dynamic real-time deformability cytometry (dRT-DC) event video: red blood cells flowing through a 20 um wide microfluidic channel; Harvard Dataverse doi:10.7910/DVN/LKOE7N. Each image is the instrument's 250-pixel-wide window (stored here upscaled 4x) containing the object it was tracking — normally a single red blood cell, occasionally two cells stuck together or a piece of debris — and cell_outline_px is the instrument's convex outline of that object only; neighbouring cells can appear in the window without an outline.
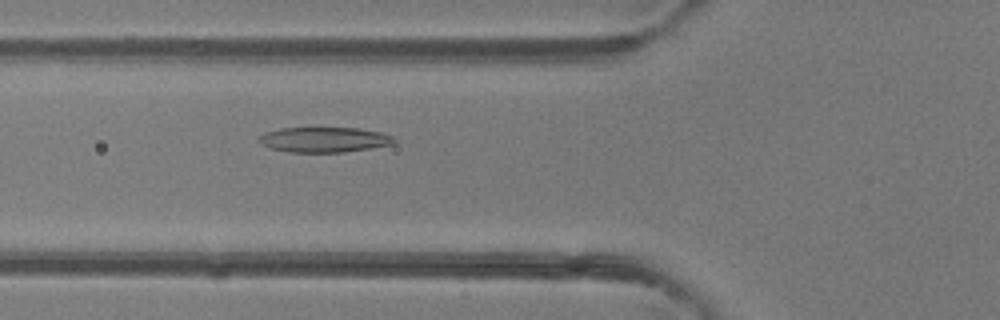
{"species": "common noctule bat (a hibernating species)", "species_latin": "Nyctalus noctula", "temperature_condition": "room temperature", "stored_images_in_passage": 44, "camera_frame_rate_fps": 3000, "um_per_image_px": 0.085, "animal": {"sex": "female"}, "frame": {"image": 1, "passage_image": 14, "time_ms": 4.333, "image_size_px": [1000, 320], "cell_outline_px": [[396, 144], [372, 148], [344, 152], [288, 152], [272, 148], [260, 144], [256, 140], [264, 132], [280, 128], [360, 128], [380, 132], [392, 136], [396, 140]], "centroid_in_image_um": [27.56, 11.87], "position_along_channel_um": 98.2, "area_um2": 20.0}}
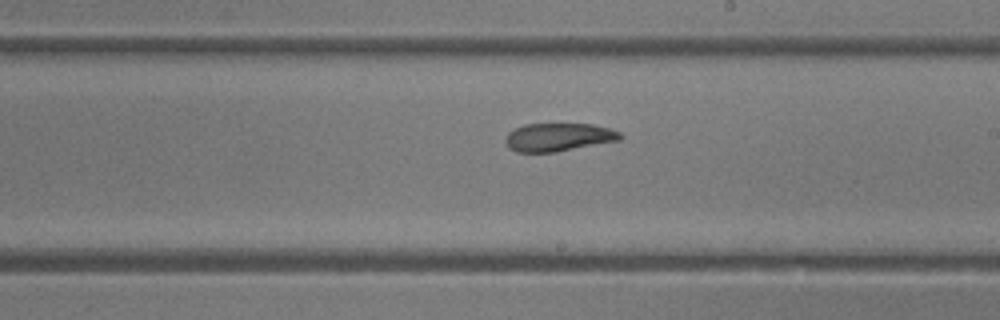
{"frame": {"image": 2, "passage_image": 24, "time_ms": 7.667, "image_size_px": [1000, 320], "cell_outline_px": [[624, 136], [620, 140], [556, 152], [516, 152], [508, 148], [504, 140], [508, 132], [524, 124], [592, 124], [608, 128], [620, 132]], "centroid_in_image_um": [47.45, 11.66], "position_along_channel_um": 241.5, "area_um2": 18.9}}
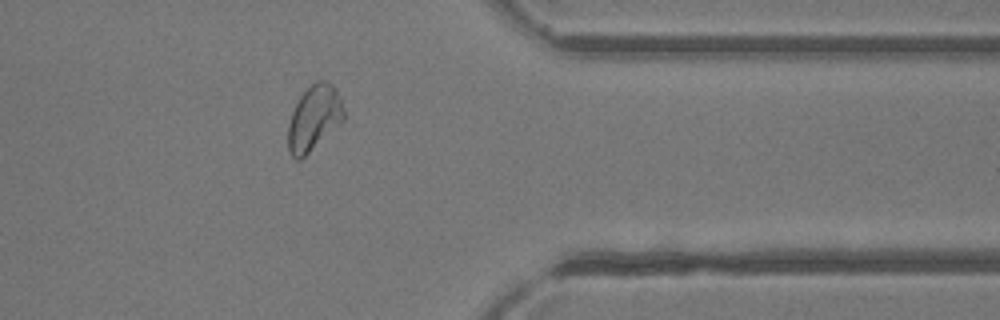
{"frame": {"image": 3, "passage_image": 35, "time_ms": 11.333, "image_size_px": [1000, 320], "cell_outline_px": [[344, 120], [300, 160], [296, 160], [288, 152], [288, 124], [292, 112], [300, 96], [316, 80], [324, 80], [332, 84], [336, 88], [344, 112]], "centroid_in_image_um": [26.68, 10.03], "position_along_channel_um": 384.7, "area_um2": 20.92}, "authors_computed_cell_mechanics": {"area_um2": 21.0103, "velocity_mm_per_s": 4.2937, "shape_relaxation_time_tau1_ms": 8.2134, "shape_relaxation_time_tau2_ms": 2.5849, "deformation_change_tau1": 0.224, "deformation_change_tau2": 0.0928}}